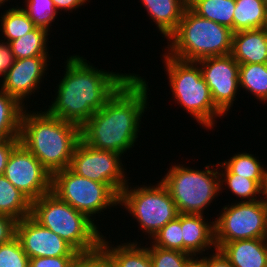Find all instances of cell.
<instances>
[{
  "instance_id": "6da1fadb",
  "label": "cell",
  "mask_w": 267,
  "mask_h": 267,
  "mask_svg": "<svg viewBox=\"0 0 267 267\" xmlns=\"http://www.w3.org/2000/svg\"><path fill=\"white\" fill-rule=\"evenodd\" d=\"M144 77L133 71L105 105L80 127L84 143L124 157L138 145L142 119L144 121L146 111L153 110L149 104L151 88Z\"/></svg>"
},
{
  "instance_id": "7a4b0ae2",
  "label": "cell",
  "mask_w": 267,
  "mask_h": 267,
  "mask_svg": "<svg viewBox=\"0 0 267 267\" xmlns=\"http://www.w3.org/2000/svg\"><path fill=\"white\" fill-rule=\"evenodd\" d=\"M85 58L79 53L67 56L63 66L65 71L61 70V79L53 89L54 99L49 101L50 105L43 107L49 115L80 127L133 74L99 69Z\"/></svg>"
},
{
  "instance_id": "3957f363",
  "label": "cell",
  "mask_w": 267,
  "mask_h": 267,
  "mask_svg": "<svg viewBox=\"0 0 267 267\" xmlns=\"http://www.w3.org/2000/svg\"><path fill=\"white\" fill-rule=\"evenodd\" d=\"M42 110L24 109L19 139L52 175L70 166L73 151L81 139L80 126Z\"/></svg>"
},
{
  "instance_id": "277c9868",
  "label": "cell",
  "mask_w": 267,
  "mask_h": 267,
  "mask_svg": "<svg viewBox=\"0 0 267 267\" xmlns=\"http://www.w3.org/2000/svg\"><path fill=\"white\" fill-rule=\"evenodd\" d=\"M160 57L164 64V72L172 98L190 114L199 126L206 130H213L218 117L224 114L215 106L210 89L202 77L200 66L195 61H184L168 55L164 50ZM163 58V59H162ZM222 116V117H221Z\"/></svg>"
},
{
  "instance_id": "5b68a950",
  "label": "cell",
  "mask_w": 267,
  "mask_h": 267,
  "mask_svg": "<svg viewBox=\"0 0 267 267\" xmlns=\"http://www.w3.org/2000/svg\"><path fill=\"white\" fill-rule=\"evenodd\" d=\"M233 31L212 20L202 18L188 6L177 29L167 38L164 51L177 59L198 61L206 57L231 53Z\"/></svg>"
},
{
  "instance_id": "8992f818",
  "label": "cell",
  "mask_w": 267,
  "mask_h": 267,
  "mask_svg": "<svg viewBox=\"0 0 267 267\" xmlns=\"http://www.w3.org/2000/svg\"><path fill=\"white\" fill-rule=\"evenodd\" d=\"M30 216L64 239L81 255L100 249L104 234L101 229L85 214L75 210L52 192L32 201Z\"/></svg>"
},
{
  "instance_id": "52a82bcc",
  "label": "cell",
  "mask_w": 267,
  "mask_h": 267,
  "mask_svg": "<svg viewBox=\"0 0 267 267\" xmlns=\"http://www.w3.org/2000/svg\"><path fill=\"white\" fill-rule=\"evenodd\" d=\"M160 181L169 190L180 214L205 215L221 194L218 162L208 163L204 169H194L180 162L171 164Z\"/></svg>"
},
{
  "instance_id": "ba28073f",
  "label": "cell",
  "mask_w": 267,
  "mask_h": 267,
  "mask_svg": "<svg viewBox=\"0 0 267 267\" xmlns=\"http://www.w3.org/2000/svg\"><path fill=\"white\" fill-rule=\"evenodd\" d=\"M133 185L129 182L119 194V208L137 222L138 230L147 240L178 216L174 200L167 187L159 180L156 184ZM132 184V185H131Z\"/></svg>"
},
{
  "instance_id": "9c48e42d",
  "label": "cell",
  "mask_w": 267,
  "mask_h": 267,
  "mask_svg": "<svg viewBox=\"0 0 267 267\" xmlns=\"http://www.w3.org/2000/svg\"><path fill=\"white\" fill-rule=\"evenodd\" d=\"M51 192L85 214L99 228L101 226L96 218L107 214L103 213L107 209L111 212L112 208L119 207V193L110 184L84 178L69 167L52 174Z\"/></svg>"
},
{
  "instance_id": "30bf717a",
  "label": "cell",
  "mask_w": 267,
  "mask_h": 267,
  "mask_svg": "<svg viewBox=\"0 0 267 267\" xmlns=\"http://www.w3.org/2000/svg\"><path fill=\"white\" fill-rule=\"evenodd\" d=\"M216 213L214 241L216 249L224 243L244 239L267 238V205L264 199L226 203Z\"/></svg>"
},
{
  "instance_id": "8fae6325",
  "label": "cell",
  "mask_w": 267,
  "mask_h": 267,
  "mask_svg": "<svg viewBox=\"0 0 267 267\" xmlns=\"http://www.w3.org/2000/svg\"><path fill=\"white\" fill-rule=\"evenodd\" d=\"M124 158L115 152L92 148L80 139L69 168L84 178L110 184L120 194L130 181Z\"/></svg>"
},
{
  "instance_id": "7c38bea8",
  "label": "cell",
  "mask_w": 267,
  "mask_h": 267,
  "mask_svg": "<svg viewBox=\"0 0 267 267\" xmlns=\"http://www.w3.org/2000/svg\"><path fill=\"white\" fill-rule=\"evenodd\" d=\"M3 175L31 202L51 192L52 175L20 142L13 148Z\"/></svg>"
},
{
  "instance_id": "4fadbf2b",
  "label": "cell",
  "mask_w": 267,
  "mask_h": 267,
  "mask_svg": "<svg viewBox=\"0 0 267 267\" xmlns=\"http://www.w3.org/2000/svg\"><path fill=\"white\" fill-rule=\"evenodd\" d=\"M196 62L210 89L215 106L227 117L240 94L239 63L231 54L206 57Z\"/></svg>"
},
{
  "instance_id": "5bb4252c",
  "label": "cell",
  "mask_w": 267,
  "mask_h": 267,
  "mask_svg": "<svg viewBox=\"0 0 267 267\" xmlns=\"http://www.w3.org/2000/svg\"><path fill=\"white\" fill-rule=\"evenodd\" d=\"M51 57L53 56L15 59L0 82L1 88L26 108L30 107L32 104L28 105L27 102L30 103L31 96L34 99L35 93L36 95L39 94L44 80H48L45 76L47 77V74H49L48 65L50 66L52 63Z\"/></svg>"
},
{
  "instance_id": "9a60e30c",
  "label": "cell",
  "mask_w": 267,
  "mask_h": 267,
  "mask_svg": "<svg viewBox=\"0 0 267 267\" xmlns=\"http://www.w3.org/2000/svg\"><path fill=\"white\" fill-rule=\"evenodd\" d=\"M16 237L29 258L81 255L64 239L41 226L31 216L17 221Z\"/></svg>"
},
{
  "instance_id": "2e32d148",
  "label": "cell",
  "mask_w": 267,
  "mask_h": 267,
  "mask_svg": "<svg viewBox=\"0 0 267 267\" xmlns=\"http://www.w3.org/2000/svg\"><path fill=\"white\" fill-rule=\"evenodd\" d=\"M205 216L203 214H181L183 252L191 255H205L216 249L214 221H209L208 216Z\"/></svg>"
},
{
  "instance_id": "e0dca14e",
  "label": "cell",
  "mask_w": 267,
  "mask_h": 267,
  "mask_svg": "<svg viewBox=\"0 0 267 267\" xmlns=\"http://www.w3.org/2000/svg\"><path fill=\"white\" fill-rule=\"evenodd\" d=\"M230 54L239 64L267 63V27L233 33Z\"/></svg>"
},
{
  "instance_id": "ac0fdd59",
  "label": "cell",
  "mask_w": 267,
  "mask_h": 267,
  "mask_svg": "<svg viewBox=\"0 0 267 267\" xmlns=\"http://www.w3.org/2000/svg\"><path fill=\"white\" fill-rule=\"evenodd\" d=\"M219 250L233 267H267V238L227 242Z\"/></svg>"
},
{
  "instance_id": "d6986e66",
  "label": "cell",
  "mask_w": 267,
  "mask_h": 267,
  "mask_svg": "<svg viewBox=\"0 0 267 267\" xmlns=\"http://www.w3.org/2000/svg\"><path fill=\"white\" fill-rule=\"evenodd\" d=\"M147 12V19L156 25L162 37L167 39L178 27L185 8L186 0H140Z\"/></svg>"
},
{
  "instance_id": "ffe728a7",
  "label": "cell",
  "mask_w": 267,
  "mask_h": 267,
  "mask_svg": "<svg viewBox=\"0 0 267 267\" xmlns=\"http://www.w3.org/2000/svg\"><path fill=\"white\" fill-rule=\"evenodd\" d=\"M107 239L106 233L105 236L102 235L100 249L110 258L115 267H153L148 247L143 242H131V239L129 241L125 239L124 242L123 239L119 244Z\"/></svg>"
},
{
  "instance_id": "44dd1931",
  "label": "cell",
  "mask_w": 267,
  "mask_h": 267,
  "mask_svg": "<svg viewBox=\"0 0 267 267\" xmlns=\"http://www.w3.org/2000/svg\"><path fill=\"white\" fill-rule=\"evenodd\" d=\"M218 170H220V193L229 192L230 195H234L237 198L235 202L237 200L238 202H253L264 199L266 181H254L233 174L222 161L218 162Z\"/></svg>"
},
{
  "instance_id": "7402d4cb",
  "label": "cell",
  "mask_w": 267,
  "mask_h": 267,
  "mask_svg": "<svg viewBox=\"0 0 267 267\" xmlns=\"http://www.w3.org/2000/svg\"><path fill=\"white\" fill-rule=\"evenodd\" d=\"M233 33L267 27L265 0H235Z\"/></svg>"
},
{
  "instance_id": "603a6c76",
  "label": "cell",
  "mask_w": 267,
  "mask_h": 267,
  "mask_svg": "<svg viewBox=\"0 0 267 267\" xmlns=\"http://www.w3.org/2000/svg\"><path fill=\"white\" fill-rule=\"evenodd\" d=\"M4 8H7V5L3 8L0 7L3 11L0 14V36H2V38L0 37V41L10 43L36 28L34 22L21 8L20 3L16 6H8V10Z\"/></svg>"
},
{
  "instance_id": "cb8c5ba5",
  "label": "cell",
  "mask_w": 267,
  "mask_h": 267,
  "mask_svg": "<svg viewBox=\"0 0 267 267\" xmlns=\"http://www.w3.org/2000/svg\"><path fill=\"white\" fill-rule=\"evenodd\" d=\"M32 202L4 175H0V214L19 221L31 215Z\"/></svg>"
},
{
  "instance_id": "d4e9b609",
  "label": "cell",
  "mask_w": 267,
  "mask_h": 267,
  "mask_svg": "<svg viewBox=\"0 0 267 267\" xmlns=\"http://www.w3.org/2000/svg\"><path fill=\"white\" fill-rule=\"evenodd\" d=\"M239 87L267 105V63L239 64Z\"/></svg>"
},
{
  "instance_id": "484cf974",
  "label": "cell",
  "mask_w": 267,
  "mask_h": 267,
  "mask_svg": "<svg viewBox=\"0 0 267 267\" xmlns=\"http://www.w3.org/2000/svg\"><path fill=\"white\" fill-rule=\"evenodd\" d=\"M198 16L226 26L233 31L235 0H186Z\"/></svg>"
},
{
  "instance_id": "4316f807",
  "label": "cell",
  "mask_w": 267,
  "mask_h": 267,
  "mask_svg": "<svg viewBox=\"0 0 267 267\" xmlns=\"http://www.w3.org/2000/svg\"><path fill=\"white\" fill-rule=\"evenodd\" d=\"M25 108L0 86V139H19L21 116Z\"/></svg>"
},
{
  "instance_id": "83f0119b",
  "label": "cell",
  "mask_w": 267,
  "mask_h": 267,
  "mask_svg": "<svg viewBox=\"0 0 267 267\" xmlns=\"http://www.w3.org/2000/svg\"><path fill=\"white\" fill-rule=\"evenodd\" d=\"M51 33L43 28L36 27L24 36L11 41V51L14 59L31 58L35 56H52L49 53L48 37Z\"/></svg>"
},
{
  "instance_id": "f1b7e54d",
  "label": "cell",
  "mask_w": 267,
  "mask_h": 267,
  "mask_svg": "<svg viewBox=\"0 0 267 267\" xmlns=\"http://www.w3.org/2000/svg\"><path fill=\"white\" fill-rule=\"evenodd\" d=\"M246 151L234 153L229 159H223L222 163L233 173L254 181H266L267 165L259 160L257 154ZM258 158V159H257Z\"/></svg>"
},
{
  "instance_id": "f546056e",
  "label": "cell",
  "mask_w": 267,
  "mask_h": 267,
  "mask_svg": "<svg viewBox=\"0 0 267 267\" xmlns=\"http://www.w3.org/2000/svg\"><path fill=\"white\" fill-rule=\"evenodd\" d=\"M23 3L24 5L21 8L34 22V25L52 33V24L56 19L59 22L58 14L62 15V12L56 10L53 0H23Z\"/></svg>"
},
{
  "instance_id": "4dcf8cb0",
  "label": "cell",
  "mask_w": 267,
  "mask_h": 267,
  "mask_svg": "<svg viewBox=\"0 0 267 267\" xmlns=\"http://www.w3.org/2000/svg\"><path fill=\"white\" fill-rule=\"evenodd\" d=\"M150 242L156 247L183 252L181 214L161 228Z\"/></svg>"
},
{
  "instance_id": "1f68e13d",
  "label": "cell",
  "mask_w": 267,
  "mask_h": 267,
  "mask_svg": "<svg viewBox=\"0 0 267 267\" xmlns=\"http://www.w3.org/2000/svg\"><path fill=\"white\" fill-rule=\"evenodd\" d=\"M137 240L139 239L134 238L132 242H143L148 247L153 267H184L186 261L192 256L185 252L156 247L150 241L145 243L143 239Z\"/></svg>"
},
{
  "instance_id": "d6a6232c",
  "label": "cell",
  "mask_w": 267,
  "mask_h": 267,
  "mask_svg": "<svg viewBox=\"0 0 267 267\" xmlns=\"http://www.w3.org/2000/svg\"><path fill=\"white\" fill-rule=\"evenodd\" d=\"M0 267H29V257L16 236L0 245Z\"/></svg>"
},
{
  "instance_id": "836d02e7",
  "label": "cell",
  "mask_w": 267,
  "mask_h": 267,
  "mask_svg": "<svg viewBox=\"0 0 267 267\" xmlns=\"http://www.w3.org/2000/svg\"><path fill=\"white\" fill-rule=\"evenodd\" d=\"M80 256L29 258V267H75Z\"/></svg>"
},
{
  "instance_id": "e575fe53",
  "label": "cell",
  "mask_w": 267,
  "mask_h": 267,
  "mask_svg": "<svg viewBox=\"0 0 267 267\" xmlns=\"http://www.w3.org/2000/svg\"><path fill=\"white\" fill-rule=\"evenodd\" d=\"M75 267H115L110 258L99 249L96 252L82 254Z\"/></svg>"
},
{
  "instance_id": "d590c367",
  "label": "cell",
  "mask_w": 267,
  "mask_h": 267,
  "mask_svg": "<svg viewBox=\"0 0 267 267\" xmlns=\"http://www.w3.org/2000/svg\"><path fill=\"white\" fill-rule=\"evenodd\" d=\"M16 224L14 218L0 214V245L16 236Z\"/></svg>"
},
{
  "instance_id": "8d00e7d4",
  "label": "cell",
  "mask_w": 267,
  "mask_h": 267,
  "mask_svg": "<svg viewBox=\"0 0 267 267\" xmlns=\"http://www.w3.org/2000/svg\"><path fill=\"white\" fill-rule=\"evenodd\" d=\"M14 60L10 44L0 41V82L3 80L9 68L13 65Z\"/></svg>"
},
{
  "instance_id": "74e56055",
  "label": "cell",
  "mask_w": 267,
  "mask_h": 267,
  "mask_svg": "<svg viewBox=\"0 0 267 267\" xmlns=\"http://www.w3.org/2000/svg\"><path fill=\"white\" fill-rule=\"evenodd\" d=\"M20 139H0V175H3L8 158Z\"/></svg>"
},
{
  "instance_id": "f35d334b",
  "label": "cell",
  "mask_w": 267,
  "mask_h": 267,
  "mask_svg": "<svg viewBox=\"0 0 267 267\" xmlns=\"http://www.w3.org/2000/svg\"><path fill=\"white\" fill-rule=\"evenodd\" d=\"M88 2V3H87ZM90 0H53L56 10L59 12L72 13L78 10L80 7L88 5Z\"/></svg>"
},
{
  "instance_id": "ab89813d",
  "label": "cell",
  "mask_w": 267,
  "mask_h": 267,
  "mask_svg": "<svg viewBox=\"0 0 267 267\" xmlns=\"http://www.w3.org/2000/svg\"><path fill=\"white\" fill-rule=\"evenodd\" d=\"M206 255V267H233L219 249Z\"/></svg>"
},
{
  "instance_id": "60d3db41",
  "label": "cell",
  "mask_w": 267,
  "mask_h": 267,
  "mask_svg": "<svg viewBox=\"0 0 267 267\" xmlns=\"http://www.w3.org/2000/svg\"><path fill=\"white\" fill-rule=\"evenodd\" d=\"M184 267H206V254L192 255L185 263Z\"/></svg>"
},
{
  "instance_id": "b9f144b4",
  "label": "cell",
  "mask_w": 267,
  "mask_h": 267,
  "mask_svg": "<svg viewBox=\"0 0 267 267\" xmlns=\"http://www.w3.org/2000/svg\"><path fill=\"white\" fill-rule=\"evenodd\" d=\"M264 200H265L266 205H267V178H266V183H265V187H264Z\"/></svg>"
},
{
  "instance_id": "7bdbcfd3",
  "label": "cell",
  "mask_w": 267,
  "mask_h": 267,
  "mask_svg": "<svg viewBox=\"0 0 267 267\" xmlns=\"http://www.w3.org/2000/svg\"><path fill=\"white\" fill-rule=\"evenodd\" d=\"M7 2H8L9 5H10V1H9V0H0V7H3L4 5H6ZM5 3H6V4H5Z\"/></svg>"
}]
</instances>
